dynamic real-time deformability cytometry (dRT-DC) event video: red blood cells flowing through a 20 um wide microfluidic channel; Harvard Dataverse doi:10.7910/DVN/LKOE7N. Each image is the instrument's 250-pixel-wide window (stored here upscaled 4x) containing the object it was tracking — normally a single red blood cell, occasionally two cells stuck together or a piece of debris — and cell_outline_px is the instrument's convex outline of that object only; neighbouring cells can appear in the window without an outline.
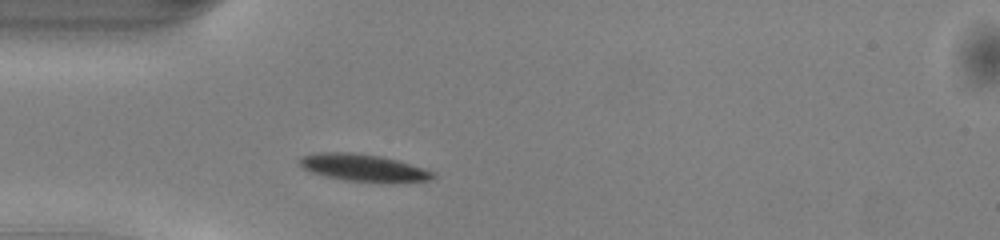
{"species": "common noctule bat (a hibernating species)", "species_latin": "Nyctalus noctula", "temperature_condition": "warm", "stored_images_in_passage": 37, "camera_frame_rate_fps": 3000, "um_per_image_px": 0.085, "animal": {"sex": "male", "body_mass_g": 13.0, "forearm_length_mm": 53.1}, "frame": {"image": 1, "passage_image": 1, "time_ms": 0.0, "image_size_px": [1000, 240], "cell_outline_px": [[436, 176], [432, 180], [344, 180], [324, 176], [312, 172], [304, 168], [296, 160], [300, 156], [320, 152], [352, 152], [380, 156], [396, 160], [432, 172]], "centroid_in_image_um": [30.73, 14.21], "position_along_channel_um": 54.3, "area_um2": 20.11}}
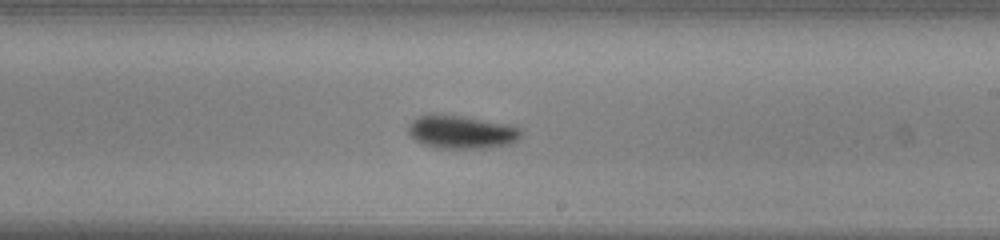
{"frame": {"image": 2, "passage_image": 16, "time_ms": 5.0, "image_size_px": [1000, 240], "cell_outline_px": [[524, 132], [516, 140], [508, 144], [492, 148], [436, 148], [424, 144], [416, 140], [408, 132], [408, 124], [412, 120], [420, 116], [464, 116], [504, 124], [520, 128]], "centroid_in_image_um": [39.25, 11.25], "position_along_channel_um": 249.8, "area_um2": 21.33}}
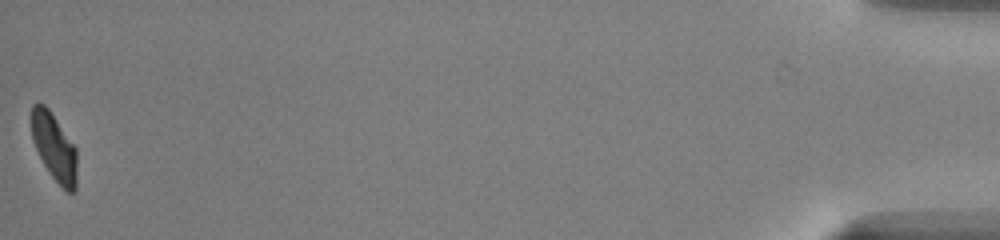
{"frame": {"image": 3, "passage_image": 37, "time_ms": 12.0, "image_size_px": [1000, 240], "cell_outline_px": [[76, 192], [68, 192], [48, 172], [32, 140], [28, 120], [32, 104], [44, 104], [48, 108], [76, 148]], "centroid_in_image_um": [4.56, 12.45], "position_along_channel_um": 430.6, "area_um2": 17.98}, "authors_computed_cell_mechanics": {"area_um2": 20.4612, "velocity_mm_per_s": 4.0526, "shape_relaxation_time_tau1_ms": 1.932, "shape_relaxation_time_tau2_ms": null, "deformation_change_tau1": 0.129, "deformation_change_tau2": null}}